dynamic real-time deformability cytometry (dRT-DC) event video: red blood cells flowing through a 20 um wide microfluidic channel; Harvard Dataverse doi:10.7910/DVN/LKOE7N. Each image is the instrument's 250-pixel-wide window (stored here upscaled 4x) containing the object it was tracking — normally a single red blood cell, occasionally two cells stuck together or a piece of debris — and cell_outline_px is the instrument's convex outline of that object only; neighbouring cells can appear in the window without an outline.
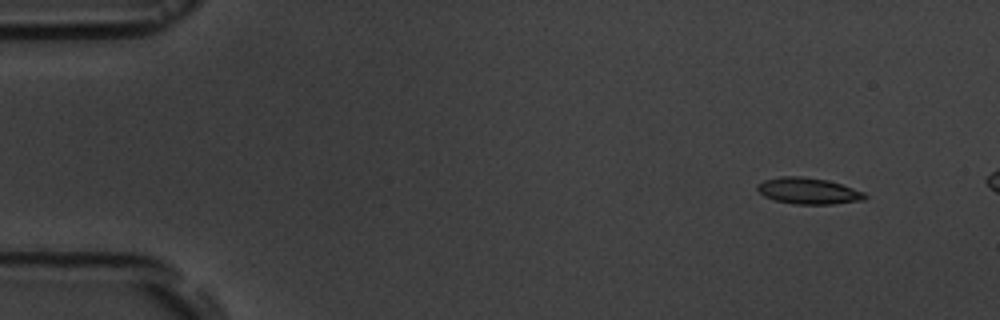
{"species": "common noctule bat (a hibernating species)", "species_latin": "Nyctalus noctula", "temperature_condition": "room temperature", "stored_images_in_passage": 4, "camera_frame_rate_fps": 3000, "um_per_image_px": 0.085, "animal": {"sex": "male", "body_mass_g": 19.5, "forearm_length_mm": 54.6}, "frame": {"image": 1, "passage_image": 1, "time_ms": 0.0, "image_size_px": [1000, 320], "cell_outline_px": [[868, 196], [864, 200], [832, 204], [792, 204], [776, 200], [764, 196], [756, 188], [756, 184], [764, 180], [780, 176], [800, 176], [828, 180], [864, 192]], "centroid_in_image_um": [68.69, 16.22], "position_along_channel_um": 16.3, "area_um2": 16.47}}